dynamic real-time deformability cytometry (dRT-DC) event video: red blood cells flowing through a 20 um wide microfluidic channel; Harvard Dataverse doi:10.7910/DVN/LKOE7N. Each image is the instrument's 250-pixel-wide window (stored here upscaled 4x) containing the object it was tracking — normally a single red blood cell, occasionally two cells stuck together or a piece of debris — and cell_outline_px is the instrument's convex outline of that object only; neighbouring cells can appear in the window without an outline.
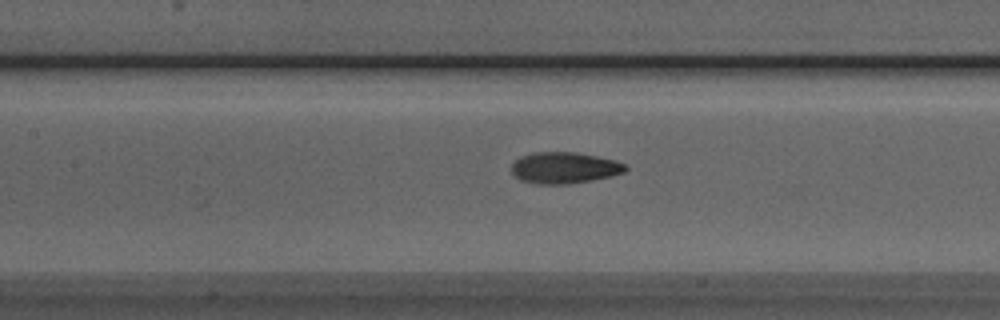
{"species": "Egyptian fruit bat (a non-hibernating species)", "species_latin": "Rousettus aegyptiacus", "temperature_condition": "room temperature", "stored_images_in_passage": 41, "camera_frame_rate_fps": 3000, "um_per_image_px": 0.085, "animal": {"sex": "male"}, "frame": {"image": 1, "passage_image": 23, "time_ms": 7.333, "image_size_px": [1000, 320], "cell_outline_px": [[628, 168], [624, 172], [612, 176], [592, 180], [568, 184], [540, 184], [520, 180], [512, 172], [512, 164], [520, 156], [536, 152], [576, 152], [616, 160], [624, 164]], "centroid_in_image_um": [47.98, 14.26], "position_along_channel_um": 159.4, "area_um2": 20.75}}
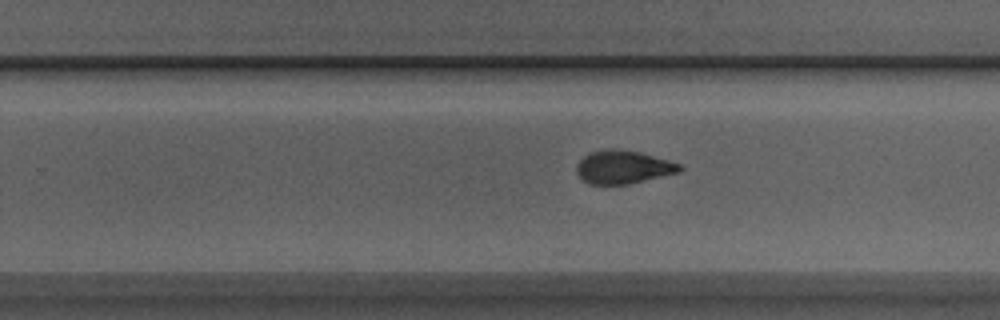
{"frame": {"image": 2, "passage_image": 32, "time_ms": 10.333, "image_size_px": [1000, 320], "cell_outline_px": [[684, 168], [680, 172], [628, 184], [588, 184], [576, 172], [576, 164], [584, 156], [592, 152], [608, 148], [612, 148], [640, 152], [668, 160], [680, 164]], "centroid_in_image_um": [52.97, 14.2], "position_along_channel_um": 276.8, "area_um2": 19.88}}
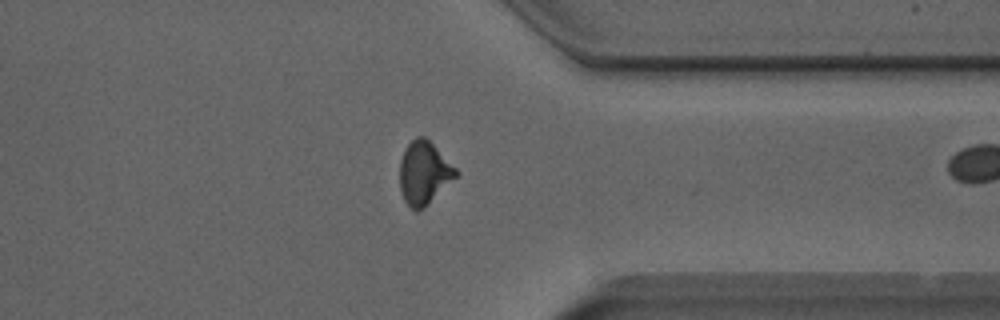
{"frame": {"image": 3, "passage_image": 40, "time_ms": 13.0, "image_size_px": [1000, 320], "cell_outline_px": [[460, 176], [424, 208], [416, 212], [404, 200], [400, 188], [400, 160], [408, 144], [416, 136], [424, 136], [460, 172]], "centroid_in_image_um": [36.08, 14.73], "position_along_channel_um": 375.3, "area_um2": 20.75}}